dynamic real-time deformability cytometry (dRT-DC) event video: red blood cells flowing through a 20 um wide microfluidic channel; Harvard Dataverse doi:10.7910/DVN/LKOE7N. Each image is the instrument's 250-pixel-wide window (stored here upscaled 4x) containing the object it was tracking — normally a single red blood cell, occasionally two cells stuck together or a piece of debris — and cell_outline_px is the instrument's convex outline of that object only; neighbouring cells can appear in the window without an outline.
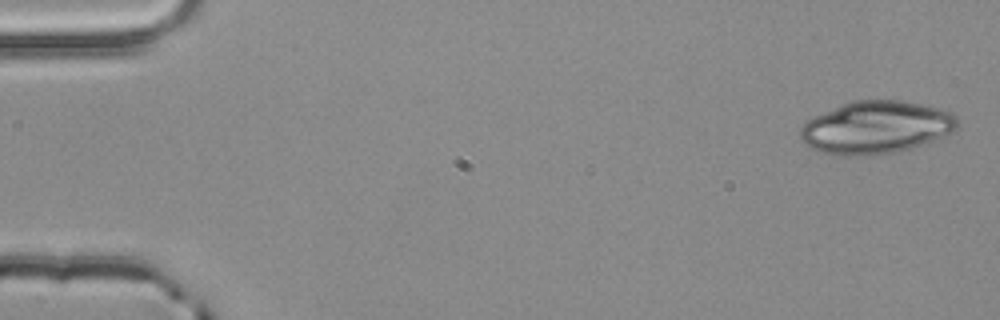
{"species": "common noctule bat (a hibernating species)", "species_latin": "Nyctalus noctula", "temperature_condition": "room temperature", "stored_images_in_passage": 3, "camera_frame_rate_fps": 3000, "um_per_image_px": 0.085, "animal": {"sex": "male", "body_mass_g": 20.4}, "frame": {"image": 1, "passage_image": 1, "time_ms": 0.0, "image_size_px": [1000, 320], "cell_outline_px": [[960, 124], [952, 132], [920, 144], [908, 148], [892, 152], [860, 156], [840, 156], [824, 152], [812, 148], [804, 144], [800, 140], [800, 128], [812, 116], [852, 100], [904, 100], [940, 108], [952, 112], [960, 120]], "centroid_in_image_um": [74.45, 10.81], "position_along_channel_um": 10.6, "area_um2": 48.15}}